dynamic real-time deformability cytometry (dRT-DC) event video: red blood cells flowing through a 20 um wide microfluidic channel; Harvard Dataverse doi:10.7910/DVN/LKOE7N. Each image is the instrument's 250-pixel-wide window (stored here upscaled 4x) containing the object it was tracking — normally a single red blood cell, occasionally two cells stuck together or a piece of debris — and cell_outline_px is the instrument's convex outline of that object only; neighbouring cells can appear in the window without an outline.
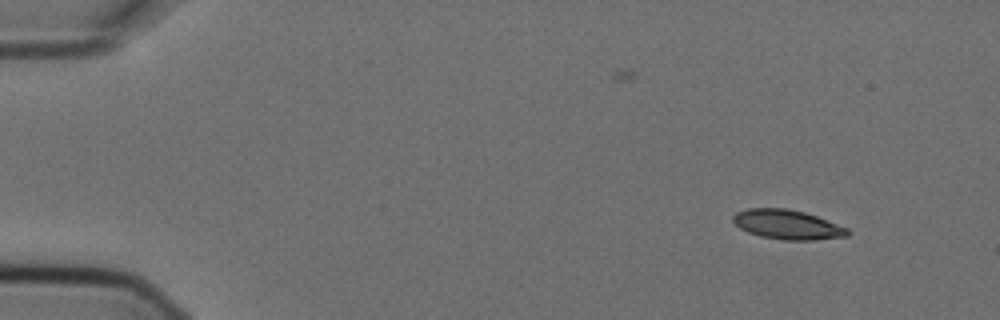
{"species": "Egyptian fruit bat (a non-hibernating species)", "species_latin": "Rousettus aegyptiacus", "temperature_condition": "cold", "stored_images_in_passage": 4, "camera_frame_rate_fps": 3000, "um_per_image_px": 0.085, "animal": {"sex": "female"}, "frame": {"image": 1, "passage_image": 1, "time_ms": 0.0, "image_size_px": [1000, 320], "cell_outline_px": [[852, 232], [848, 236], [812, 240], [784, 240], [760, 236], [748, 232], [740, 228], [732, 220], [732, 216], [736, 212], [748, 208], [788, 208], [804, 212], [816, 216], [848, 228]], "centroid_in_image_um": [66.93, 19.09], "position_along_channel_um": 18.1, "area_um2": 19.71}}
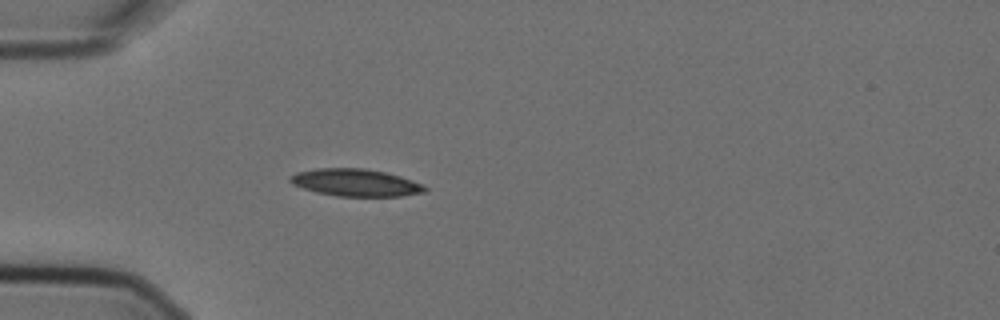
{"frame": {"image": 2, "passage_image": 4, "time_ms": 1.0, "image_size_px": [1000, 320], "cell_outline_px": [[428, 188], [424, 192], [400, 196], [336, 196], [316, 192], [292, 184], [288, 180], [288, 176], [296, 172], [316, 168], [364, 168], [388, 172], [424, 184]], "centroid_in_image_um": [30.21, 15.51], "position_along_channel_um": 54.8, "area_um2": 21.62}}